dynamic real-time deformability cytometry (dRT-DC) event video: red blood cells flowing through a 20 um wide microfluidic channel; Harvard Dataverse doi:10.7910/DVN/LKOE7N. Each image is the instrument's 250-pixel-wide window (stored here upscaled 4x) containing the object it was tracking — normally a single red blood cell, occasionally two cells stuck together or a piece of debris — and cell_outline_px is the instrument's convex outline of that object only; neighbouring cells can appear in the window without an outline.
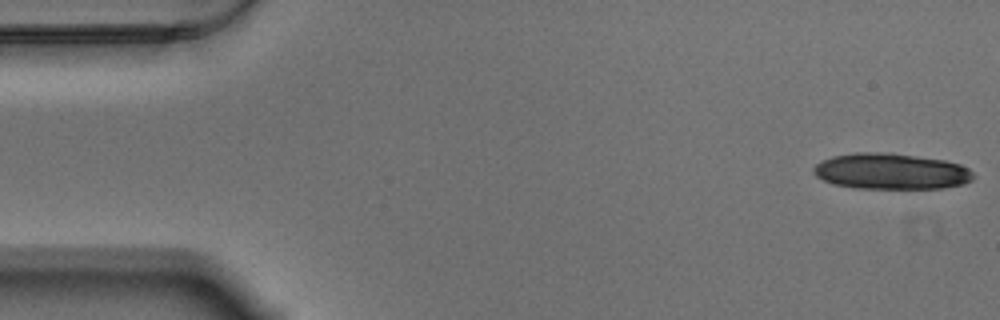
{"species": "Egyptian fruit bat (a non-hibernating species)", "species_latin": "Rousettus aegyptiacus", "temperature_condition": "warm", "stored_images_in_passage": 16, "camera_frame_rate_fps": 3000, "um_per_image_px": 0.085, "animal": {"sex": "male"}, "frame": {"image": 1, "passage_image": 1, "time_ms": 0.0, "image_size_px": [1000, 320], "cell_outline_px": [[976, 176], [972, 180], [964, 184], [944, 188], [852, 188], [832, 184], [816, 176], [812, 172], [812, 168], [816, 164], [832, 156], [856, 152], [892, 152], [944, 160], [960, 164], [968, 168]], "centroid_in_image_um": [75.74, 14.56], "position_along_channel_um": 9.3, "area_um2": 33.81}}